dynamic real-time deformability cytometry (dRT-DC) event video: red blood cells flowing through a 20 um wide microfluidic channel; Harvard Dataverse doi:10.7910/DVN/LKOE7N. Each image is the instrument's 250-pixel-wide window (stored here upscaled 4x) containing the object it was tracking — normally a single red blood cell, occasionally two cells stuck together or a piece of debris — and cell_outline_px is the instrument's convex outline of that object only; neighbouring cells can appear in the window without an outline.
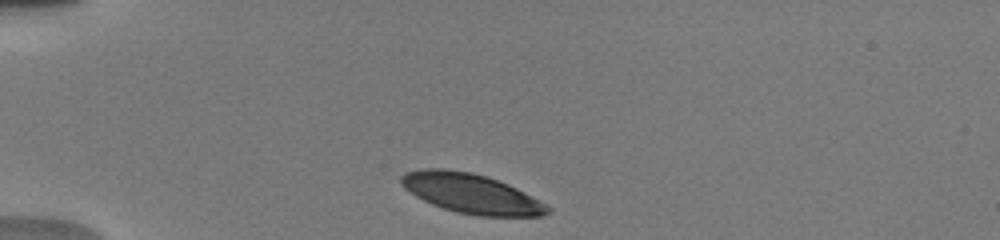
{"species": "human", "species_latin": "Homo sapiens", "temperature_condition": "warm", "stored_images_in_passage": 71, "camera_frame_rate_fps": 3000, "um_per_image_px": 0.085, "donor": {"sex": "male"}, "frame": {"image": 1, "passage_image": 3, "time_ms": 0.333, "image_size_px": [1000, 240], "cell_outline_px": [[552, 212], [544, 216], [480, 216], [456, 212], [432, 204], [416, 196], [404, 188], [400, 184], [400, 176], [404, 172], [424, 168], [444, 168], [472, 172], [488, 176], [508, 184], [548, 204], [552, 208]], "centroid_in_image_um": [40.07, 16.44], "position_along_channel_um": 44.9, "area_um2": 34.16}}
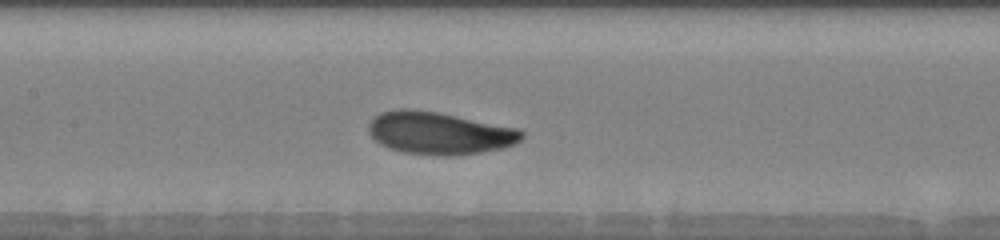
{"frame": {"image": 2, "passage_image": 29, "time_ms": 4.667, "image_size_px": [1000, 240], "cell_outline_px": [[524, 136], [516, 144], [504, 148], [456, 156], [432, 156], [404, 152], [388, 148], [380, 144], [368, 132], [368, 124], [372, 116], [380, 112], [396, 108], [412, 108], [436, 112], [520, 128], [524, 132]], "centroid_in_image_um": [37.33, 11.31], "position_along_channel_um": 170.1, "area_um2": 38.49}}
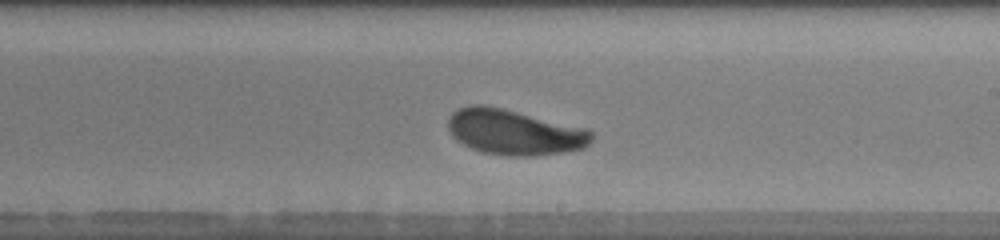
{"frame": {"image": 3, "passage_image": 41, "time_ms": 6.667, "image_size_px": [1000, 240], "cell_outline_px": [[592, 140], [584, 148], [564, 152], [532, 156], [508, 156], [480, 152], [456, 140], [452, 136], [448, 128], [448, 116], [452, 112], [460, 108], [472, 104], [484, 104], [504, 108], [588, 128], [592, 132]], "centroid_in_image_um": [43.71, 11.22], "position_along_channel_um": 245.3, "area_um2": 38.38}, "authors_computed_cell_mechanics": {"area_um2": 36.7608, "velocity_mm_per_s": 3.7704, "shape_relaxation_time_tau1_ms": 1.7257, "shape_relaxation_time_tau2_ms": null, "deformation_change_tau1": 0.1206, "deformation_change_tau2": null}}